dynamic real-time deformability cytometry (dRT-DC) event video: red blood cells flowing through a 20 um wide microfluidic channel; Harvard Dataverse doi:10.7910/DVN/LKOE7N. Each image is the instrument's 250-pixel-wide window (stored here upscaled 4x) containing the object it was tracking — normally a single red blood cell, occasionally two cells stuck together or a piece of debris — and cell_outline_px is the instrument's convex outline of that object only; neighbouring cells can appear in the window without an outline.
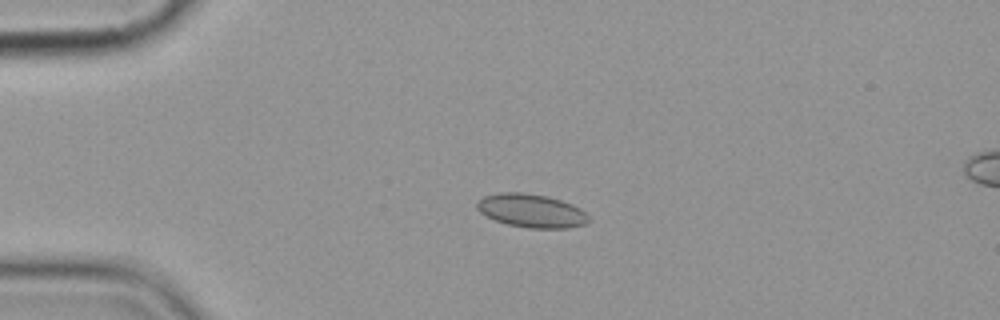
{"species": "common noctule bat (a hibernating species)", "species_latin": "Nyctalus noctula", "temperature_condition": "cold", "stored_images_in_passage": 3, "camera_frame_rate_fps": 3000, "um_per_image_px": 0.085, "animal": {"sex": "female", "body_mass_g": 19.9}, "frame": {"image": 1, "passage_image": 1, "time_ms": 0.0, "image_size_px": [1000, 320], "cell_outline_px": [[588, 220], [584, 224], [568, 228], [528, 228], [508, 224], [496, 220], [480, 212], [476, 208], [476, 204], [484, 196], [500, 192], [524, 192], [548, 196], [572, 204], [580, 208], [588, 216]], "centroid_in_image_um": [45.16, 17.9], "position_along_channel_um": 39.8, "area_um2": 21.62}}